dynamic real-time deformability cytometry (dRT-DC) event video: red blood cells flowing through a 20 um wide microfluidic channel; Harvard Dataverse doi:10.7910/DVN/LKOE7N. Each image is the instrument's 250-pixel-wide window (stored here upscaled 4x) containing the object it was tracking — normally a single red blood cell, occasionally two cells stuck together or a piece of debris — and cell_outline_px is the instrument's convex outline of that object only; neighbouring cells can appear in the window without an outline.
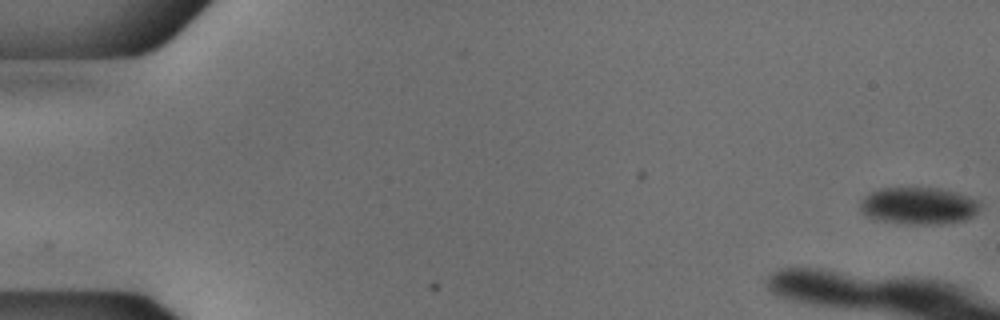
{"species": "common noctule bat (a hibernating species)", "species_latin": "Nyctalus noctula", "temperature_condition": "cold", "stored_images_in_passage": 10, "camera_frame_rate_fps": 3000, "um_per_image_px": 0.085, "animal": {"sex": "male", "body_mass_g": 18.8}, "frame": {"image": 1, "passage_image": 1, "time_ms": 0.0, "image_size_px": [1000, 320], "cell_outline_px": [[984, 204], [972, 216], [964, 220], [940, 224], [908, 224], [884, 220], [868, 216], [860, 212], [860, 200], [864, 196], [880, 188], [940, 188], [956, 192], [980, 200]], "centroid_in_image_um": [78.12, 17.48], "position_along_channel_um": 6.9, "area_um2": 25.95}}